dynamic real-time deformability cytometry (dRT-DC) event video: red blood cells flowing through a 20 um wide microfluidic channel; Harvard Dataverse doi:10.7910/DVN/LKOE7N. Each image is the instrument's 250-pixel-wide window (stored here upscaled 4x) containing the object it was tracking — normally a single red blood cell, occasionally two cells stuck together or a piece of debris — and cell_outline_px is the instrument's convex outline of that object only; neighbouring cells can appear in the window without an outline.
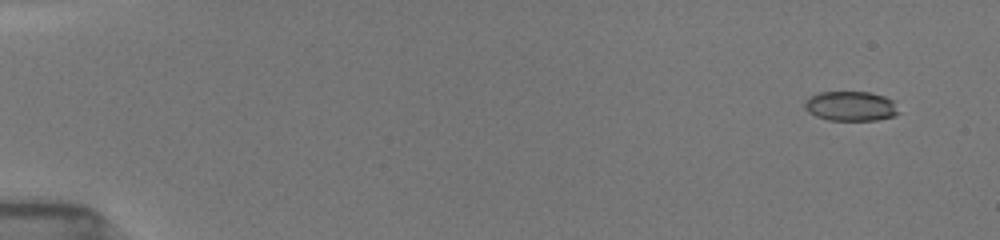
{"species": "common noctule bat (a hibernating species)", "species_latin": "Nyctalus noctula", "temperature_condition": "room temperature", "stored_images_in_passage": 26, "camera_frame_rate_fps": 3000, "um_per_image_px": 0.085, "animal": {"sex": "female", "body_mass_g": 19.5, "forearm_length_mm": 54.1}, "frame": {"image": 1, "passage_image": 1, "time_ms": 0.0, "image_size_px": [1000, 240], "cell_outline_px": [[900, 112], [892, 116], [876, 120], [828, 120], [816, 116], [808, 112], [804, 108], [804, 100], [808, 96], [820, 92], [868, 92], [884, 96], [892, 100]], "centroid_in_image_um": [72.26, 9.01], "position_along_channel_um": 12.7, "area_um2": 16.3}}
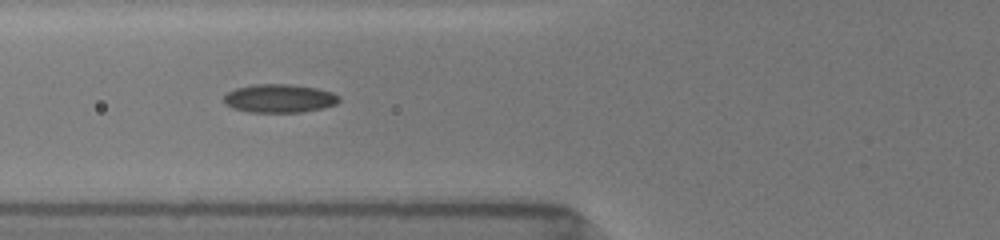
{"frame": {"image": 2, "passage_image": 16, "time_ms": 6.0, "image_size_px": [1000, 240], "cell_outline_px": [[340, 100], [336, 104], [324, 108], [300, 112], [248, 112], [232, 108], [224, 104], [224, 96], [228, 92], [236, 88], [252, 84], [288, 84], [316, 88], [332, 92], [340, 96]], "centroid_in_image_um": [23.74, 8.36], "position_along_channel_um": 102.1, "area_um2": 19.19}}
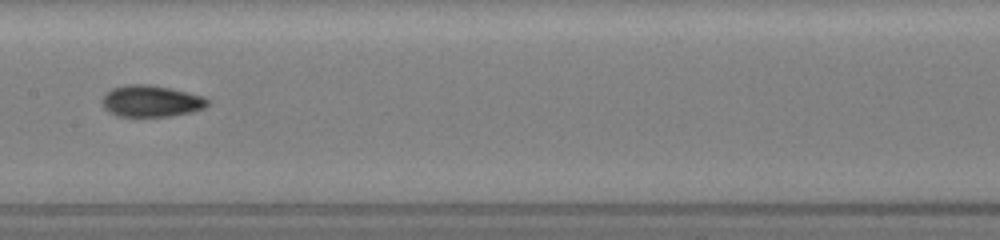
{"frame": {"image": 3, "passage_image": 22, "time_ms": 8.333, "image_size_px": [1000, 240], "cell_outline_px": [[212, 100], [204, 108], [192, 112], [172, 116], [120, 116], [104, 108], [100, 100], [112, 88], [128, 84], [148, 84], [172, 88], [204, 96]], "centroid_in_image_um": [12.9, 8.58], "position_along_channel_um": 194.5, "area_um2": 19.48}}